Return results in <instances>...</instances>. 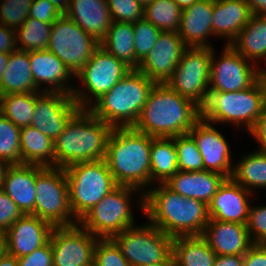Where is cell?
<instances>
[{
    "instance_id": "obj_1",
    "label": "cell",
    "mask_w": 266,
    "mask_h": 266,
    "mask_svg": "<svg viewBox=\"0 0 266 266\" xmlns=\"http://www.w3.org/2000/svg\"><path fill=\"white\" fill-rule=\"evenodd\" d=\"M150 187L138 200L150 224L172 237L203 234L210 220L206 203L181 196L165 184Z\"/></svg>"
},
{
    "instance_id": "obj_59",
    "label": "cell",
    "mask_w": 266,
    "mask_h": 266,
    "mask_svg": "<svg viewBox=\"0 0 266 266\" xmlns=\"http://www.w3.org/2000/svg\"><path fill=\"white\" fill-rule=\"evenodd\" d=\"M147 266H176L173 256L171 255L165 262L155 263Z\"/></svg>"
},
{
    "instance_id": "obj_17",
    "label": "cell",
    "mask_w": 266,
    "mask_h": 266,
    "mask_svg": "<svg viewBox=\"0 0 266 266\" xmlns=\"http://www.w3.org/2000/svg\"><path fill=\"white\" fill-rule=\"evenodd\" d=\"M186 48L178 32H160L137 70L155 83L165 84L172 77Z\"/></svg>"
},
{
    "instance_id": "obj_18",
    "label": "cell",
    "mask_w": 266,
    "mask_h": 266,
    "mask_svg": "<svg viewBox=\"0 0 266 266\" xmlns=\"http://www.w3.org/2000/svg\"><path fill=\"white\" fill-rule=\"evenodd\" d=\"M212 125L201 117L188 133L202 155L204 170L230 178L233 171L231 149L222 133Z\"/></svg>"
},
{
    "instance_id": "obj_45",
    "label": "cell",
    "mask_w": 266,
    "mask_h": 266,
    "mask_svg": "<svg viewBox=\"0 0 266 266\" xmlns=\"http://www.w3.org/2000/svg\"><path fill=\"white\" fill-rule=\"evenodd\" d=\"M22 215L16 203L3 190H0V231L5 233Z\"/></svg>"
},
{
    "instance_id": "obj_21",
    "label": "cell",
    "mask_w": 266,
    "mask_h": 266,
    "mask_svg": "<svg viewBox=\"0 0 266 266\" xmlns=\"http://www.w3.org/2000/svg\"><path fill=\"white\" fill-rule=\"evenodd\" d=\"M29 61L35 86L39 90L40 85L44 83L47 84L46 89H43L44 92L72 95L75 86L72 88L68 83L74 75L55 54L47 49L31 51Z\"/></svg>"
},
{
    "instance_id": "obj_14",
    "label": "cell",
    "mask_w": 266,
    "mask_h": 266,
    "mask_svg": "<svg viewBox=\"0 0 266 266\" xmlns=\"http://www.w3.org/2000/svg\"><path fill=\"white\" fill-rule=\"evenodd\" d=\"M214 51L212 48L209 92L245 90L258 80V65H251V61L239 54L232 46L226 44L218 60Z\"/></svg>"
},
{
    "instance_id": "obj_35",
    "label": "cell",
    "mask_w": 266,
    "mask_h": 266,
    "mask_svg": "<svg viewBox=\"0 0 266 266\" xmlns=\"http://www.w3.org/2000/svg\"><path fill=\"white\" fill-rule=\"evenodd\" d=\"M41 92L18 93L0 96V112L17 127L31 124L35 110V98Z\"/></svg>"
},
{
    "instance_id": "obj_50",
    "label": "cell",
    "mask_w": 266,
    "mask_h": 266,
    "mask_svg": "<svg viewBox=\"0 0 266 266\" xmlns=\"http://www.w3.org/2000/svg\"><path fill=\"white\" fill-rule=\"evenodd\" d=\"M259 143L258 150L266 151V115H261L249 132Z\"/></svg>"
},
{
    "instance_id": "obj_7",
    "label": "cell",
    "mask_w": 266,
    "mask_h": 266,
    "mask_svg": "<svg viewBox=\"0 0 266 266\" xmlns=\"http://www.w3.org/2000/svg\"><path fill=\"white\" fill-rule=\"evenodd\" d=\"M262 114L260 78L249 88L233 92H209L201 117L213 124L234 123L250 132Z\"/></svg>"
},
{
    "instance_id": "obj_4",
    "label": "cell",
    "mask_w": 266,
    "mask_h": 266,
    "mask_svg": "<svg viewBox=\"0 0 266 266\" xmlns=\"http://www.w3.org/2000/svg\"><path fill=\"white\" fill-rule=\"evenodd\" d=\"M114 127L80 109L54 140L55 167L105 159L108 141Z\"/></svg>"
},
{
    "instance_id": "obj_52",
    "label": "cell",
    "mask_w": 266,
    "mask_h": 266,
    "mask_svg": "<svg viewBox=\"0 0 266 266\" xmlns=\"http://www.w3.org/2000/svg\"><path fill=\"white\" fill-rule=\"evenodd\" d=\"M252 12V15L266 16V0H244Z\"/></svg>"
},
{
    "instance_id": "obj_51",
    "label": "cell",
    "mask_w": 266,
    "mask_h": 266,
    "mask_svg": "<svg viewBox=\"0 0 266 266\" xmlns=\"http://www.w3.org/2000/svg\"><path fill=\"white\" fill-rule=\"evenodd\" d=\"M214 266H244L243 255H216Z\"/></svg>"
},
{
    "instance_id": "obj_49",
    "label": "cell",
    "mask_w": 266,
    "mask_h": 266,
    "mask_svg": "<svg viewBox=\"0 0 266 266\" xmlns=\"http://www.w3.org/2000/svg\"><path fill=\"white\" fill-rule=\"evenodd\" d=\"M16 49V30L0 24V53H11Z\"/></svg>"
},
{
    "instance_id": "obj_20",
    "label": "cell",
    "mask_w": 266,
    "mask_h": 266,
    "mask_svg": "<svg viewBox=\"0 0 266 266\" xmlns=\"http://www.w3.org/2000/svg\"><path fill=\"white\" fill-rule=\"evenodd\" d=\"M252 194L231 178H226L208 204L210 219L246 224Z\"/></svg>"
},
{
    "instance_id": "obj_36",
    "label": "cell",
    "mask_w": 266,
    "mask_h": 266,
    "mask_svg": "<svg viewBox=\"0 0 266 266\" xmlns=\"http://www.w3.org/2000/svg\"><path fill=\"white\" fill-rule=\"evenodd\" d=\"M182 11L173 0H152L144 7V18L161 32H177Z\"/></svg>"
},
{
    "instance_id": "obj_15",
    "label": "cell",
    "mask_w": 266,
    "mask_h": 266,
    "mask_svg": "<svg viewBox=\"0 0 266 266\" xmlns=\"http://www.w3.org/2000/svg\"><path fill=\"white\" fill-rule=\"evenodd\" d=\"M100 238L75 224L54 227L50 236L53 266H88L94 262V251Z\"/></svg>"
},
{
    "instance_id": "obj_11",
    "label": "cell",
    "mask_w": 266,
    "mask_h": 266,
    "mask_svg": "<svg viewBox=\"0 0 266 266\" xmlns=\"http://www.w3.org/2000/svg\"><path fill=\"white\" fill-rule=\"evenodd\" d=\"M111 239L130 266L165 262L172 255L173 237L150 223L129 227Z\"/></svg>"
},
{
    "instance_id": "obj_8",
    "label": "cell",
    "mask_w": 266,
    "mask_h": 266,
    "mask_svg": "<svg viewBox=\"0 0 266 266\" xmlns=\"http://www.w3.org/2000/svg\"><path fill=\"white\" fill-rule=\"evenodd\" d=\"M35 216L53 227L78 224L69 204V187L64 168L36 165Z\"/></svg>"
},
{
    "instance_id": "obj_37",
    "label": "cell",
    "mask_w": 266,
    "mask_h": 266,
    "mask_svg": "<svg viewBox=\"0 0 266 266\" xmlns=\"http://www.w3.org/2000/svg\"><path fill=\"white\" fill-rule=\"evenodd\" d=\"M51 26L52 24L28 17L16 30L17 49L26 52L45 50L49 43Z\"/></svg>"
},
{
    "instance_id": "obj_46",
    "label": "cell",
    "mask_w": 266,
    "mask_h": 266,
    "mask_svg": "<svg viewBox=\"0 0 266 266\" xmlns=\"http://www.w3.org/2000/svg\"><path fill=\"white\" fill-rule=\"evenodd\" d=\"M63 13L49 0H33L29 17L53 24Z\"/></svg>"
},
{
    "instance_id": "obj_53",
    "label": "cell",
    "mask_w": 266,
    "mask_h": 266,
    "mask_svg": "<svg viewBox=\"0 0 266 266\" xmlns=\"http://www.w3.org/2000/svg\"><path fill=\"white\" fill-rule=\"evenodd\" d=\"M0 266H19L18 258L6 251L0 256Z\"/></svg>"
},
{
    "instance_id": "obj_62",
    "label": "cell",
    "mask_w": 266,
    "mask_h": 266,
    "mask_svg": "<svg viewBox=\"0 0 266 266\" xmlns=\"http://www.w3.org/2000/svg\"><path fill=\"white\" fill-rule=\"evenodd\" d=\"M152 0H137L138 3H140L142 6L148 5Z\"/></svg>"
},
{
    "instance_id": "obj_39",
    "label": "cell",
    "mask_w": 266,
    "mask_h": 266,
    "mask_svg": "<svg viewBox=\"0 0 266 266\" xmlns=\"http://www.w3.org/2000/svg\"><path fill=\"white\" fill-rule=\"evenodd\" d=\"M178 153L177 166L180 171L195 172L204 170L203 158L194 138L189 134L171 137Z\"/></svg>"
},
{
    "instance_id": "obj_40",
    "label": "cell",
    "mask_w": 266,
    "mask_h": 266,
    "mask_svg": "<svg viewBox=\"0 0 266 266\" xmlns=\"http://www.w3.org/2000/svg\"><path fill=\"white\" fill-rule=\"evenodd\" d=\"M135 69L139 63L147 56L160 34V30L145 18L133 23Z\"/></svg>"
},
{
    "instance_id": "obj_61",
    "label": "cell",
    "mask_w": 266,
    "mask_h": 266,
    "mask_svg": "<svg viewBox=\"0 0 266 266\" xmlns=\"http://www.w3.org/2000/svg\"><path fill=\"white\" fill-rule=\"evenodd\" d=\"M258 67H259V78H266V68L261 69L260 66Z\"/></svg>"
},
{
    "instance_id": "obj_33",
    "label": "cell",
    "mask_w": 266,
    "mask_h": 266,
    "mask_svg": "<svg viewBox=\"0 0 266 266\" xmlns=\"http://www.w3.org/2000/svg\"><path fill=\"white\" fill-rule=\"evenodd\" d=\"M100 45L131 69H135L133 23L113 21Z\"/></svg>"
},
{
    "instance_id": "obj_19",
    "label": "cell",
    "mask_w": 266,
    "mask_h": 266,
    "mask_svg": "<svg viewBox=\"0 0 266 266\" xmlns=\"http://www.w3.org/2000/svg\"><path fill=\"white\" fill-rule=\"evenodd\" d=\"M53 226L33 214H23L5 232V251L17 258L45 245Z\"/></svg>"
},
{
    "instance_id": "obj_38",
    "label": "cell",
    "mask_w": 266,
    "mask_h": 266,
    "mask_svg": "<svg viewBox=\"0 0 266 266\" xmlns=\"http://www.w3.org/2000/svg\"><path fill=\"white\" fill-rule=\"evenodd\" d=\"M20 131L21 128L0 112V159L10 165L21 164Z\"/></svg>"
},
{
    "instance_id": "obj_32",
    "label": "cell",
    "mask_w": 266,
    "mask_h": 266,
    "mask_svg": "<svg viewBox=\"0 0 266 266\" xmlns=\"http://www.w3.org/2000/svg\"><path fill=\"white\" fill-rule=\"evenodd\" d=\"M151 183L165 184L179 169L178 153L172 138L151 137Z\"/></svg>"
},
{
    "instance_id": "obj_9",
    "label": "cell",
    "mask_w": 266,
    "mask_h": 266,
    "mask_svg": "<svg viewBox=\"0 0 266 266\" xmlns=\"http://www.w3.org/2000/svg\"><path fill=\"white\" fill-rule=\"evenodd\" d=\"M138 189L118 185L92 207L78 224L100 239H111L123 230L135 226L131 209L132 193Z\"/></svg>"
},
{
    "instance_id": "obj_13",
    "label": "cell",
    "mask_w": 266,
    "mask_h": 266,
    "mask_svg": "<svg viewBox=\"0 0 266 266\" xmlns=\"http://www.w3.org/2000/svg\"><path fill=\"white\" fill-rule=\"evenodd\" d=\"M99 45L96 39L62 14L51 26L46 49L55 54L76 76Z\"/></svg>"
},
{
    "instance_id": "obj_23",
    "label": "cell",
    "mask_w": 266,
    "mask_h": 266,
    "mask_svg": "<svg viewBox=\"0 0 266 266\" xmlns=\"http://www.w3.org/2000/svg\"><path fill=\"white\" fill-rule=\"evenodd\" d=\"M213 0H198L183 9L178 33L187 47H212Z\"/></svg>"
},
{
    "instance_id": "obj_12",
    "label": "cell",
    "mask_w": 266,
    "mask_h": 266,
    "mask_svg": "<svg viewBox=\"0 0 266 266\" xmlns=\"http://www.w3.org/2000/svg\"><path fill=\"white\" fill-rule=\"evenodd\" d=\"M212 47H187L172 77L165 83L202 108L209 96Z\"/></svg>"
},
{
    "instance_id": "obj_22",
    "label": "cell",
    "mask_w": 266,
    "mask_h": 266,
    "mask_svg": "<svg viewBox=\"0 0 266 266\" xmlns=\"http://www.w3.org/2000/svg\"><path fill=\"white\" fill-rule=\"evenodd\" d=\"M216 255H244L253 242L246 224L210 219L202 234Z\"/></svg>"
},
{
    "instance_id": "obj_25",
    "label": "cell",
    "mask_w": 266,
    "mask_h": 266,
    "mask_svg": "<svg viewBox=\"0 0 266 266\" xmlns=\"http://www.w3.org/2000/svg\"><path fill=\"white\" fill-rule=\"evenodd\" d=\"M225 179L224 175L213 171L179 170L165 185L181 196L197 199L208 205Z\"/></svg>"
},
{
    "instance_id": "obj_30",
    "label": "cell",
    "mask_w": 266,
    "mask_h": 266,
    "mask_svg": "<svg viewBox=\"0 0 266 266\" xmlns=\"http://www.w3.org/2000/svg\"><path fill=\"white\" fill-rule=\"evenodd\" d=\"M172 256L176 266H214L216 259L202 235L173 237Z\"/></svg>"
},
{
    "instance_id": "obj_10",
    "label": "cell",
    "mask_w": 266,
    "mask_h": 266,
    "mask_svg": "<svg viewBox=\"0 0 266 266\" xmlns=\"http://www.w3.org/2000/svg\"><path fill=\"white\" fill-rule=\"evenodd\" d=\"M131 70L128 65L99 45L92 57L74 76L81 80L85 89H74L72 97L80 109H89L93 100L96 102Z\"/></svg>"
},
{
    "instance_id": "obj_28",
    "label": "cell",
    "mask_w": 266,
    "mask_h": 266,
    "mask_svg": "<svg viewBox=\"0 0 266 266\" xmlns=\"http://www.w3.org/2000/svg\"><path fill=\"white\" fill-rule=\"evenodd\" d=\"M40 92L31 73L29 52L16 49L9 54L5 72L0 78V96Z\"/></svg>"
},
{
    "instance_id": "obj_29",
    "label": "cell",
    "mask_w": 266,
    "mask_h": 266,
    "mask_svg": "<svg viewBox=\"0 0 266 266\" xmlns=\"http://www.w3.org/2000/svg\"><path fill=\"white\" fill-rule=\"evenodd\" d=\"M21 164L55 167L54 141L32 126L20 131Z\"/></svg>"
},
{
    "instance_id": "obj_42",
    "label": "cell",
    "mask_w": 266,
    "mask_h": 266,
    "mask_svg": "<svg viewBox=\"0 0 266 266\" xmlns=\"http://www.w3.org/2000/svg\"><path fill=\"white\" fill-rule=\"evenodd\" d=\"M93 263L96 266H130L122 255L120 248L112 239L98 240Z\"/></svg>"
},
{
    "instance_id": "obj_58",
    "label": "cell",
    "mask_w": 266,
    "mask_h": 266,
    "mask_svg": "<svg viewBox=\"0 0 266 266\" xmlns=\"http://www.w3.org/2000/svg\"><path fill=\"white\" fill-rule=\"evenodd\" d=\"M178 4V6L183 10L189 6H191L193 3H195L198 0H173Z\"/></svg>"
},
{
    "instance_id": "obj_6",
    "label": "cell",
    "mask_w": 266,
    "mask_h": 266,
    "mask_svg": "<svg viewBox=\"0 0 266 266\" xmlns=\"http://www.w3.org/2000/svg\"><path fill=\"white\" fill-rule=\"evenodd\" d=\"M64 171L69 204L78 221L118 186L104 159L75 163Z\"/></svg>"
},
{
    "instance_id": "obj_48",
    "label": "cell",
    "mask_w": 266,
    "mask_h": 266,
    "mask_svg": "<svg viewBox=\"0 0 266 266\" xmlns=\"http://www.w3.org/2000/svg\"><path fill=\"white\" fill-rule=\"evenodd\" d=\"M243 260L244 266H266V244H253Z\"/></svg>"
},
{
    "instance_id": "obj_43",
    "label": "cell",
    "mask_w": 266,
    "mask_h": 266,
    "mask_svg": "<svg viewBox=\"0 0 266 266\" xmlns=\"http://www.w3.org/2000/svg\"><path fill=\"white\" fill-rule=\"evenodd\" d=\"M113 21L135 23L144 18V6L137 0H107Z\"/></svg>"
},
{
    "instance_id": "obj_26",
    "label": "cell",
    "mask_w": 266,
    "mask_h": 266,
    "mask_svg": "<svg viewBox=\"0 0 266 266\" xmlns=\"http://www.w3.org/2000/svg\"><path fill=\"white\" fill-rule=\"evenodd\" d=\"M251 16L249 5L244 0H213V35L226 37L227 45H230Z\"/></svg>"
},
{
    "instance_id": "obj_44",
    "label": "cell",
    "mask_w": 266,
    "mask_h": 266,
    "mask_svg": "<svg viewBox=\"0 0 266 266\" xmlns=\"http://www.w3.org/2000/svg\"><path fill=\"white\" fill-rule=\"evenodd\" d=\"M246 226L253 244H266V206H250Z\"/></svg>"
},
{
    "instance_id": "obj_3",
    "label": "cell",
    "mask_w": 266,
    "mask_h": 266,
    "mask_svg": "<svg viewBox=\"0 0 266 266\" xmlns=\"http://www.w3.org/2000/svg\"><path fill=\"white\" fill-rule=\"evenodd\" d=\"M151 136L134 127L114 128L105 161L117 185L142 189L151 184ZM145 188V189H144Z\"/></svg>"
},
{
    "instance_id": "obj_60",
    "label": "cell",
    "mask_w": 266,
    "mask_h": 266,
    "mask_svg": "<svg viewBox=\"0 0 266 266\" xmlns=\"http://www.w3.org/2000/svg\"><path fill=\"white\" fill-rule=\"evenodd\" d=\"M5 252V233L0 231V256Z\"/></svg>"
},
{
    "instance_id": "obj_41",
    "label": "cell",
    "mask_w": 266,
    "mask_h": 266,
    "mask_svg": "<svg viewBox=\"0 0 266 266\" xmlns=\"http://www.w3.org/2000/svg\"><path fill=\"white\" fill-rule=\"evenodd\" d=\"M33 0H3L0 3V24L17 30L29 17Z\"/></svg>"
},
{
    "instance_id": "obj_54",
    "label": "cell",
    "mask_w": 266,
    "mask_h": 266,
    "mask_svg": "<svg viewBox=\"0 0 266 266\" xmlns=\"http://www.w3.org/2000/svg\"><path fill=\"white\" fill-rule=\"evenodd\" d=\"M261 94H262V114L266 115V78H260Z\"/></svg>"
},
{
    "instance_id": "obj_55",
    "label": "cell",
    "mask_w": 266,
    "mask_h": 266,
    "mask_svg": "<svg viewBox=\"0 0 266 266\" xmlns=\"http://www.w3.org/2000/svg\"><path fill=\"white\" fill-rule=\"evenodd\" d=\"M11 165L0 159V190H2V185H3V181H4V177L6 175V172L8 170V168L10 167Z\"/></svg>"
},
{
    "instance_id": "obj_2",
    "label": "cell",
    "mask_w": 266,
    "mask_h": 266,
    "mask_svg": "<svg viewBox=\"0 0 266 266\" xmlns=\"http://www.w3.org/2000/svg\"><path fill=\"white\" fill-rule=\"evenodd\" d=\"M200 118L197 104L167 84L156 83L133 127L151 137L171 138L188 133Z\"/></svg>"
},
{
    "instance_id": "obj_24",
    "label": "cell",
    "mask_w": 266,
    "mask_h": 266,
    "mask_svg": "<svg viewBox=\"0 0 266 266\" xmlns=\"http://www.w3.org/2000/svg\"><path fill=\"white\" fill-rule=\"evenodd\" d=\"M64 14L99 43L113 22L107 0H69Z\"/></svg>"
},
{
    "instance_id": "obj_57",
    "label": "cell",
    "mask_w": 266,
    "mask_h": 266,
    "mask_svg": "<svg viewBox=\"0 0 266 266\" xmlns=\"http://www.w3.org/2000/svg\"><path fill=\"white\" fill-rule=\"evenodd\" d=\"M9 54L10 53H0V78L2 74L5 72Z\"/></svg>"
},
{
    "instance_id": "obj_47",
    "label": "cell",
    "mask_w": 266,
    "mask_h": 266,
    "mask_svg": "<svg viewBox=\"0 0 266 266\" xmlns=\"http://www.w3.org/2000/svg\"><path fill=\"white\" fill-rule=\"evenodd\" d=\"M19 266H53V254L50 240L30 254L18 258Z\"/></svg>"
},
{
    "instance_id": "obj_56",
    "label": "cell",
    "mask_w": 266,
    "mask_h": 266,
    "mask_svg": "<svg viewBox=\"0 0 266 266\" xmlns=\"http://www.w3.org/2000/svg\"><path fill=\"white\" fill-rule=\"evenodd\" d=\"M56 8H58L63 14L69 7V0H49Z\"/></svg>"
},
{
    "instance_id": "obj_34",
    "label": "cell",
    "mask_w": 266,
    "mask_h": 266,
    "mask_svg": "<svg viewBox=\"0 0 266 266\" xmlns=\"http://www.w3.org/2000/svg\"><path fill=\"white\" fill-rule=\"evenodd\" d=\"M230 178L250 193L253 188H266V151L256 150L243 156L233 166Z\"/></svg>"
},
{
    "instance_id": "obj_31",
    "label": "cell",
    "mask_w": 266,
    "mask_h": 266,
    "mask_svg": "<svg viewBox=\"0 0 266 266\" xmlns=\"http://www.w3.org/2000/svg\"><path fill=\"white\" fill-rule=\"evenodd\" d=\"M230 46L253 65L257 59L266 60V16L252 15Z\"/></svg>"
},
{
    "instance_id": "obj_27",
    "label": "cell",
    "mask_w": 266,
    "mask_h": 266,
    "mask_svg": "<svg viewBox=\"0 0 266 266\" xmlns=\"http://www.w3.org/2000/svg\"><path fill=\"white\" fill-rule=\"evenodd\" d=\"M36 165H11L4 177L2 190L23 214L35 215Z\"/></svg>"
},
{
    "instance_id": "obj_5",
    "label": "cell",
    "mask_w": 266,
    "mask_h": 266,
    "mask_svg": "<svg viewBox=\"0 0 266 266\" xmlns=\"http://www.w3.org/2000/svg\"><path fill=\"white\" fill-rule=\"evenodd\" d=\"M156 83L132 69L88 109L108 125L133 127Z\"/></svg>"
},
{
    "instance_id": "obj_16",
    "label": "cell",
    "mask_w": 266,
    "mask_h": 266,
    "mask_svg": "<svg viewBox=\"0 0 266 266\" xmlns=\"http://www.w3.org/2000/svg\"><path fill=\"white\" fill-rule=\"evenodd\" d=\"M79 110L80 107L72 95L41 91L35 98L34 116L30 126L54 141Z\"/></svg>"
}]
</instances>
